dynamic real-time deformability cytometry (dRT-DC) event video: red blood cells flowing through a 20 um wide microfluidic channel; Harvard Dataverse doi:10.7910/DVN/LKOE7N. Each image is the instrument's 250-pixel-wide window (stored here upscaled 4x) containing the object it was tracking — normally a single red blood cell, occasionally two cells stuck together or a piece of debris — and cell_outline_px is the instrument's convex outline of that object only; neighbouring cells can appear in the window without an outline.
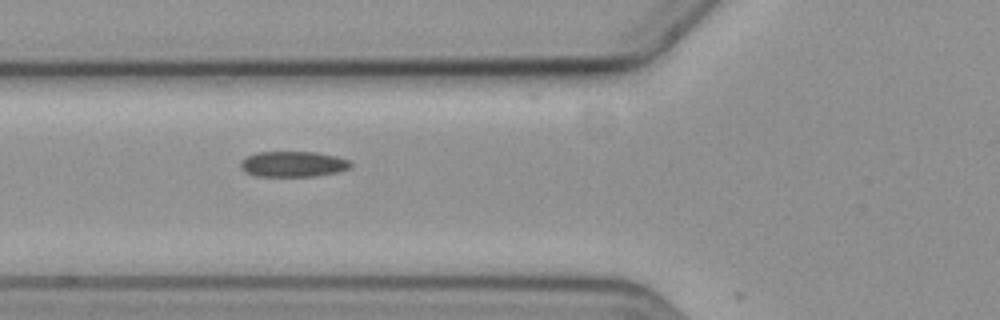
{"species": "common noctule bat (a hibernating species)", "species_latin": "Nyctalus noctula", "temperature_condition": "cold", "stored_images_in_passage": 5, "camera_frame_rate_fps": 3000, "um_per_image_px": 0.085, "animal": {"sex": "female", "body_mass_g": 19.3, "forearm_length_mm": 54.1}, "frame": {"image": 1, "passage_image": 4, "time_ms": 3.667, "image_size_px": [1000, 320], "cell_outline_px": [[352, 164], [348, 168], [336, 172], [312, 176], [256, 176], [244, 172], [240, 168], [240, 160], [256, 152], [316, 152], [336, 156], [348, 160]], "centroid_in_image_um": [24.85, 13.94], "position_along_channel_um": 100.9, "area_um2": 16.36}}
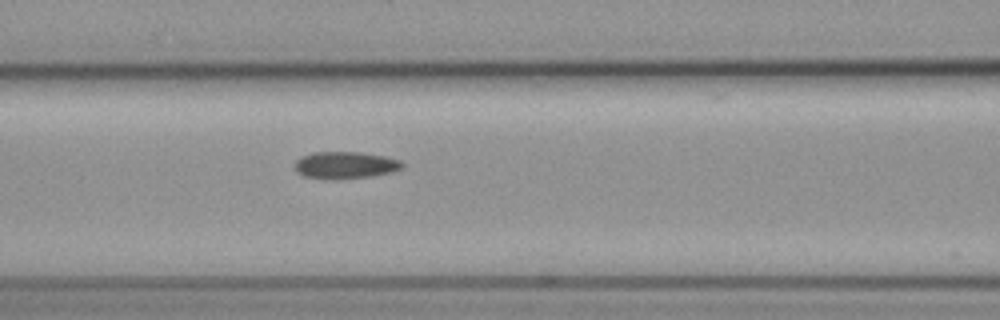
{"frame": {"image": 2, "passage_image": 5, "time_ms": 4.667, "image_size_px": [1000, 320], "cell_outline_px": [[404, 164], [400, 168], [392, 172], [372, 176], [332, 180], [304, 176], [296, 172], [296, 160], [300, 156], [312, 152], [360, 152], [384, 156], [400, 160]], "centroid_in_image_um": [29.32, 14.03], "position_along_channel_um": 137.3, "area_um2": 16.99}}